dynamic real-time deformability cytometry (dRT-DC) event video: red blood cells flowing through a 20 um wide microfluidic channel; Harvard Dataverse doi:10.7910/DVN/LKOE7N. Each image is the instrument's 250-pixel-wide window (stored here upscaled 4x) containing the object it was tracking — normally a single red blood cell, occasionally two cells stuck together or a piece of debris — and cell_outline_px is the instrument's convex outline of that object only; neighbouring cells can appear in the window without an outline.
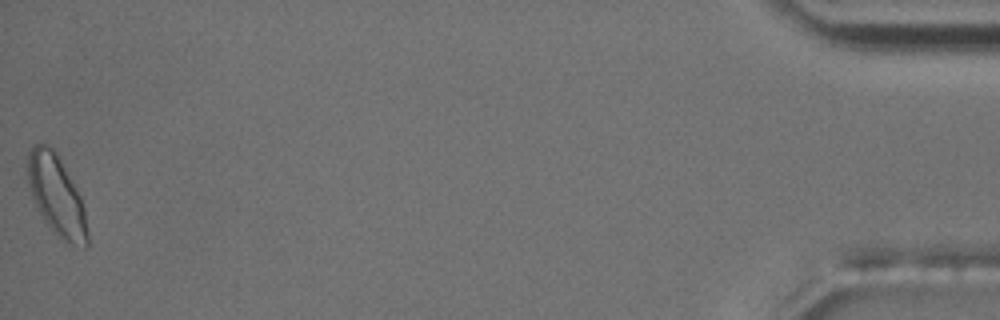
{"species": "common noctule bat (a hibernating species)", "species_latin": "Nyctalus noctula", "temperature_condition": "room temperature", "stored_images_in_passage": 55, "camera_frame_rate_fps": 3000, "um_per_image_px": 0.085, "animal": {"sex": "male", "body_mass_g": 17.5, "forearm_length_mm": 52.3}, "frame": {"image": 1, "passage_image": 55, "time_ms": 18.0, "image_size_px": [1000, 320], "cell_outline_px": [[88, 244], [84, 248], [72, 244], [64, 240], [44, 220], [32, 196], [28, 180], [28, 152], [32, 144], [48, 144], [56, 152], [80, 196], [84, 208], [88, 232]], "centroid_in_image_um": [4.81, 16.6], "position_along_channel_um": 430.4, "area_um2": 27.28}, "authors_computed_cell_mechanics": {"area_um2": 20.6346, "velocity_mm_per_s": 3.6683, "shape_relaxation_time_tau1_ms": 6.0226, "shape_relaxation_time_tau2_ms": 1.2501, "deformation_change_tau1": 0.1126, "deformation_change_tau2": 0.0598}}